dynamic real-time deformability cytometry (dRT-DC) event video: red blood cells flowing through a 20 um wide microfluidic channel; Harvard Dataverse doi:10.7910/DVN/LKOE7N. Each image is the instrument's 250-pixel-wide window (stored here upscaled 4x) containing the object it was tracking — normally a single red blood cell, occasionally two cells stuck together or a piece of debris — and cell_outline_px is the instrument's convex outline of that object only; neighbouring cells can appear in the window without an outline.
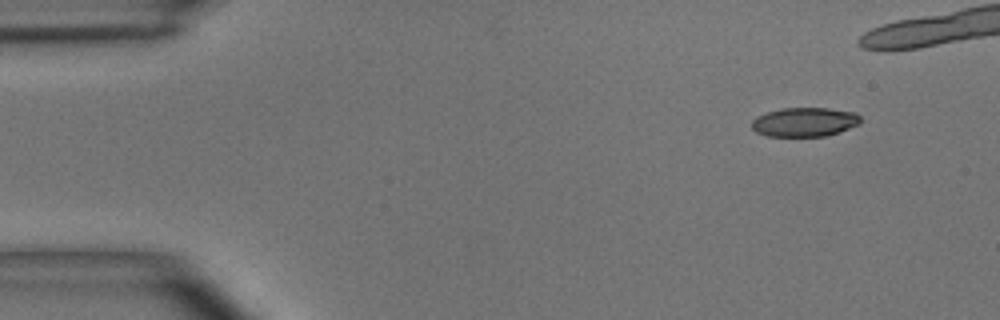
{"species": "common noctule bat (a hibernating species)", "species_latin": "Nyctalus noctula", "temperature_condition": "room temperature", "stored_images_in_passage": 8, "camera_frame_rate_fps": 3000, "um_per_image_px": 0.085, "animal": {"sex": "male", "body_mass_g": 15.6}, "frame": {"image": 1, "passage_image": 1, "time_ms": 0.0, "image_size_px": [1000, 320], "cell_outline_px": [[860, 124], [824, 136], [768, 136], [756, 132], [752, 128], [752, 120], [756, 116], [780, 108], [828, 108], [856, 112], [860, 116]], "centroid_in_image_um": [68.37, 10.36], "position_along_channel_um": 16.6, "area_um2": 18.38}}